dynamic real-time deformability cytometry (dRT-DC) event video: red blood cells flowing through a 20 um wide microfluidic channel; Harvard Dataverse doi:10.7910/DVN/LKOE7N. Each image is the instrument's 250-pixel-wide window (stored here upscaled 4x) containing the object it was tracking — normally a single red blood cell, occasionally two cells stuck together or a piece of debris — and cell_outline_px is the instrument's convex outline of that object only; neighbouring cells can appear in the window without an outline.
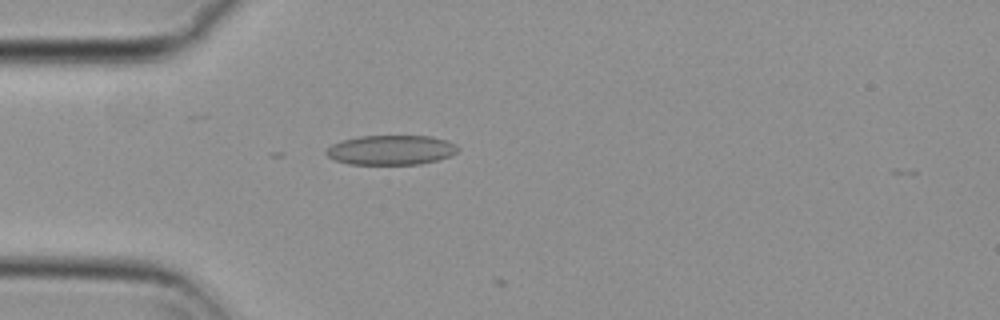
{"species": "common noctule bat (a hibernating species)", "species_latin": "Nyctalus noctula", "temperature_condition": "cold", "stored_images_in_passage": 10, "camera_frame_rate_fps": 3000, "um_per_image_px": 0.085, "animal": {"sex": "female", "body_mass_g": 29.2, "forearm_length_mm": 56.3}, "frame": {"image": 1, "passage_image": 9, "time_ms": 2.667, "image_size_px": [1000, 320], "cell_outline_px": [[460, 148], [456, 152], [448, 156], [436, 160], [420, 164], [348, 164], [336, 160], [328, 156], [324, 152], [332, 144], [344, 140], [360, 136], [432, 136], [448, 140], [456, 144]], "centroid_in_image_um": [33.26, 12.74], "position_along_channel_um": 51.7, "area_um2": 22.66}}